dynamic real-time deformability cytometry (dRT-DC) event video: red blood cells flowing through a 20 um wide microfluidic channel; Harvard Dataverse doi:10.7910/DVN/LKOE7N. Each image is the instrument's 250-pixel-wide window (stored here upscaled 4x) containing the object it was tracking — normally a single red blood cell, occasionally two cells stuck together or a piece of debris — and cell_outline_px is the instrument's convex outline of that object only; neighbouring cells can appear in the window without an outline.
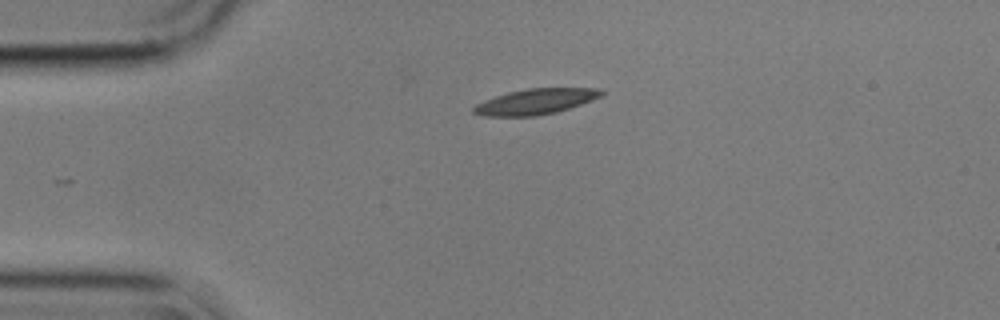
{"species": "common noctule bat (a hibernating species)", "species_latin": "Nyctalus noctula", "temperature_condition": "cold", "stored_images_in_passage": 35, "camera_frame_rate_fps": 3000, "um_per_image_px": 0.085, "animal": {"sex": "male", "body_mass_g": 17.9}, "frame": {"image": 1, "passage_image": 1, "time_ms": 0.0, "image_size_px": [1000, 320], "cell_outline_px": [[604, 96], [556, 112], [536, 116], [484, 116], [472, 112], [472, 108], [476, 104], [484, 100], [508, 92], [528, 88], [600, 88], [604, 92]], "centroid_in_image_um": [45.53, 8.63], "position_along_channel_um": 39.5, "area_um2": 19.02}}
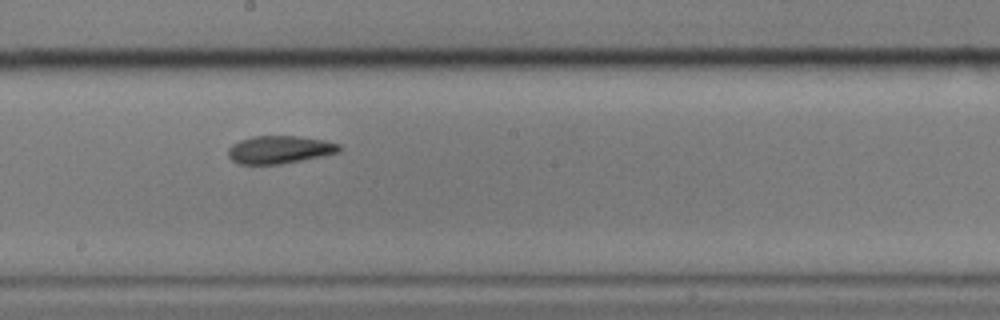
{"frame": {"image": 2, "passage_image": 19, "time_ms": 6.0, "image_size_px": [1000, 320], "cell_outline_px": [[344, 148], [340, 152], [324, 156], [280, 164], [240, 164], [232, 160], [228, 156], [228, 148], [232, 144], [240, 140], [252, 136], [296, 136], [324, 140], [340, 144]], "centroid_in_image_um": [23.8, 12.72], "position_along_channel_um": 224.4, "area_um2": 18.15}}
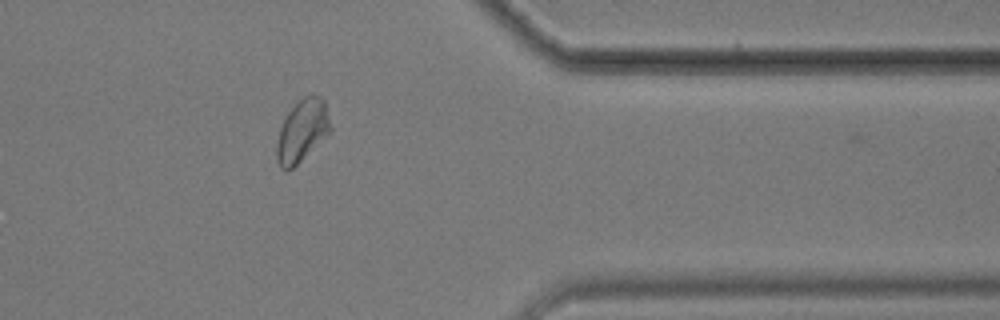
{"frame": {"image": 3, "passage_image": 34, "time_ms": 11.0, "image_size_px": [1000, 320], "cell_outline_px": [[332, 132], [288, 172], [284, 172], [280, 168], [276, 160], [276, 144], [280, 128], [288, 112], [304, 96], [320, 96], [324, 100], [332, 128]], "centroid_in_image_um": [25.68, 11.17], "position_along_channel_um": 385.7, "area_um2": 19.54}}